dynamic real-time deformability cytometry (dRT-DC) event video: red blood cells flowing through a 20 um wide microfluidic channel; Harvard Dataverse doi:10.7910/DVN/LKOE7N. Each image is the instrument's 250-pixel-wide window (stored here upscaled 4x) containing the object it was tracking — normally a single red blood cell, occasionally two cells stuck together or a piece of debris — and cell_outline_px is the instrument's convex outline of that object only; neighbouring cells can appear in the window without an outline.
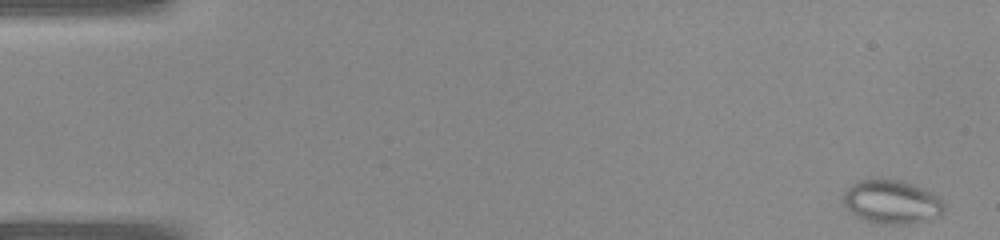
{"species": "common noctule bat (a hibernating species)", "species_latin": "Nyctalus noctula", "temperature_condition": "warm", "stored_images_in_passage": 40, "camera_frame_rate_fps": 3000, "um_per_image_px": 0.085, "animal": {"sex": "female", "body_mass_g": 22.0, "forearm_length_mm": 56.7}, "frame": {"image": 1, "passage_image": 1, "time_ms": 0.0, "image_size_px": [1000, 240], "cell_outline_px": [[944, 212], [940, 216], [928, 220], [908, 224], [876, 224], [864, 220], [856, 216], [844, 204], [844, 192], [852, 184], [860, 180], [880, 176], [904, 180], [924, 188], [940, 196], [944, 204]], "centroid_in_image_um": [75.83, 17.13], "position_along_channel_um": 9.2, "area_um2": 26.47}}
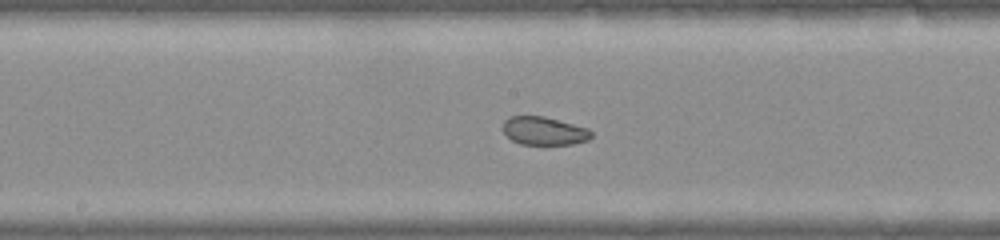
{"frame": {"image": 2, "passage_image": 21, "time_ms": 6.667, "image_size_px": [1000, 240], "cell_outline_px": [[592, 136], [588, 140], [572, 144], [520, 144], [512, 140], [504, 132], [504, 120], [508, 116], [544, 116], [588, 128], [592, 132]], "centroid_in_image_um": [46.25, 11.12], "position_along_channel_um": 201.9, "area_um2": 14.45}}
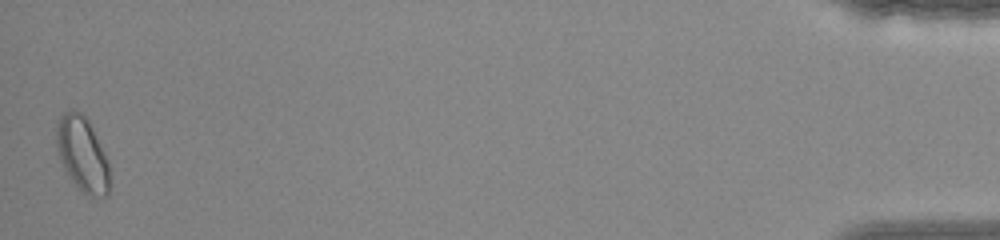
{"frame": {"image": 3, "passage_image": 40, "time_ms": 13.0, "image_size_px": [1000, 240], "cell_outline_px": [[108, 196], [92, 196], [84, 192], [68, 176], [60, 160], [56, 148], [56, 124], [60, 116], [64, 112], [72, 108], [80, 112], [88, 120], [104, 152], [108, 164]], "centroid_in_image_um": [6.96, 13.05], "position_along_channel_um": 428.2, "area_um2": 22.83}}